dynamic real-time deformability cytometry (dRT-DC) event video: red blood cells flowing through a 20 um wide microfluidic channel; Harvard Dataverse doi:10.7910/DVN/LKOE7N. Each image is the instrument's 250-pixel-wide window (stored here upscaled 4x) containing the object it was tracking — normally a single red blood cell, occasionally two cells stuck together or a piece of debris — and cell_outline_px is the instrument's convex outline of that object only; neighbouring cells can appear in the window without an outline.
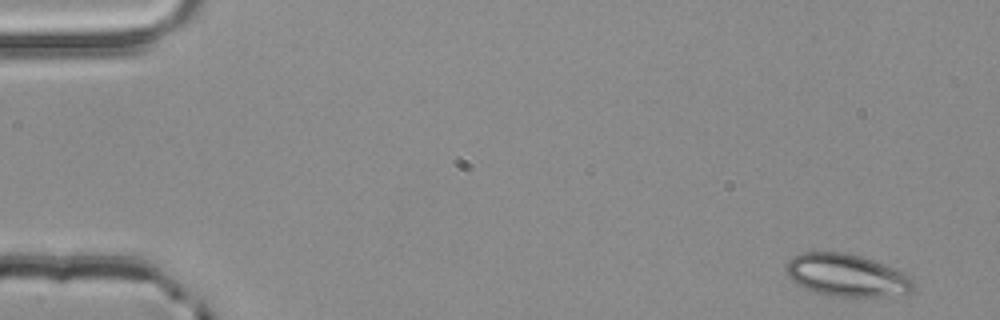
{"species": "common noctule bat (a hibernating species)", "species_latin": "Nyctalus noctula", "temperature_condition": "room temperature", "stored_images_in_passage": 4, "camera_frame_rate_fps": 3000, "um_per_image_px": 0.085, "animal": {"sex": "male", "body_mass_g": 20.4}, "frame": {"image": 1, "passage_image": 1, "time_ms": 0.0, "image_size_px": [1000, 320], "cell_outline_px": [[916, 292], [888, 296], [832, 296], [816, 292], [804, 288], [796, 284], [788, 276], [784, 268], [788, 260], [792, 256], [804, 252], [848, 252], [884, 264], [904, 272], [912, 276], [916, 284]], "centroid_in_image_um": [72.01, 23.4], "position_along_channel_um": 13.0, "area_um2": 31.96}}